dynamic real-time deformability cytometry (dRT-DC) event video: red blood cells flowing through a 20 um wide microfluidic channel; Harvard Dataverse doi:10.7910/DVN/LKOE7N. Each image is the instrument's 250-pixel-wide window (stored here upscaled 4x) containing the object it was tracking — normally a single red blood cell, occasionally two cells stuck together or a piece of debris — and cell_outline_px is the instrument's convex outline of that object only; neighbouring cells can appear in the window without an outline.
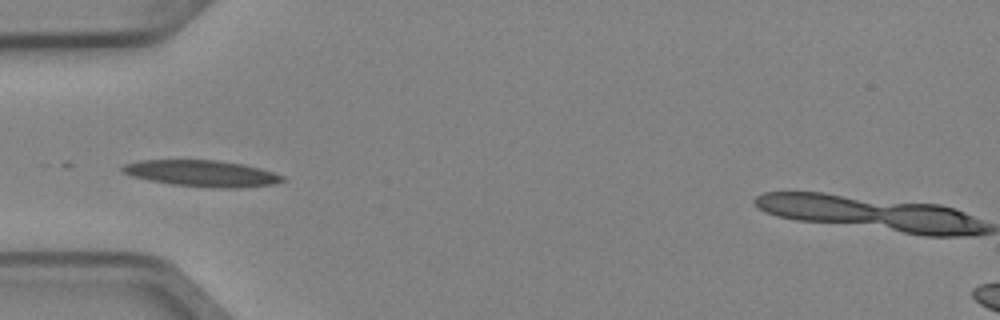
{"species": "Egyptian fruit bat (a non-hibernating species)", "species_latin": "Rousettus aegyptiacus", "temperature_condition": "cold", "stored_images_in_passage": 5, "camera_frame_rate_fps": 3000, "um_per_image_px": 0.085, "animal": {"sex": "female"}, "frame": {"image": 1, "passage_image": 4, "time_ms": 1.0, "image_size_px": [1000, 320], "cell_outline_px": [[288, 180], [276, 184], [240, 188], [212, 188], [172, 184], [148, 180], [132, 176], [124, 172], [120, 168], [124, 164], [136, 160], [216, 160], [244, 164], [260, 168], [284, 176]], "centroid_in_image_um": [17.2, 14.74], "position_along_channel_um": 67.8, "area_um2": 24.8}}
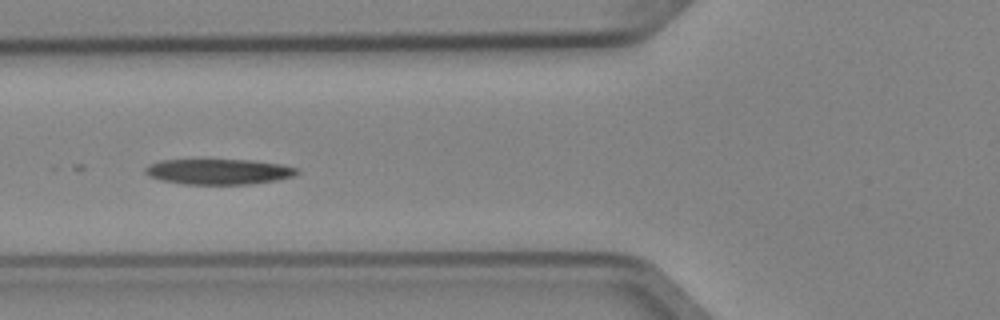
{"frame": {"image": 2, "passage_image": 5, "time_ms": 1.333, "image_size_px": [1000, 320], "cell_outline_px": [[300, 172], [296, 176], [276, 180], [252, 184], [184, 184], [164, 180], [148, 176], [144, 172], [144, 168], [148, 164], [160, 160], [252, 160], [280, 164], [300, 168]], "centroid_in_image_um": [18.62, 14.59], "position_along_channel_um": 107.2, "area_um2": 22.66}}